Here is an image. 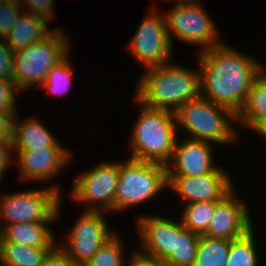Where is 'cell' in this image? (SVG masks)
Here are the masks:
<instances>
[{
  "label": "cell",
  "instance_id": "obj_20",
  "mask_svg": "<svg viewBox=\"0 0 266 266\" xmlns=\"http://www.w3.org/2000/svg\"><path fill=\"white\" fill-rule=\"evenodd\" d=\"M266 122V81L260 75L249 89L246 101L236 115V123L256 131Z\"/></svg>",
  "mask_w": 266,
  "mask_h": 266
},
{
  "label": "cell",
  "instance_id": "obj_39",
  "mask_svg": "<svg viewBox=\"0 0 266 266\" xmlns=\"http://www.w3.org/2000/svg\"><path fill=\"white\" fill-rule=\"evenodd\" d=\"M263 64H260V75L264 78L266 81V68L264 69L265 66H262Z\"/></svg>",
  "mask_w": 266,
  "mask_h": 266
},
{
  "label": "cell",
  "instance_id": "obj_33",
  "mask_svg": "<svg viewBox=\"0 0 266 266\" xmlns=\"http://www.w3.org/2000/svg\"><path fill=\"white\" fill-rule=\"evenodd\" d=\"M42 266H79L66 256L57 246L49 253Z\"/></svg>",
  "mask_w": 266,
  "mask_h": 266
},
{
  "label": "cell",
  "instance_id": "obj_2",
  "mask_svg": "<svg viewBox=\"0 0 266 266\" xmlns=\"http://www.w3.org/2000/svg\"><path fill=\"white\" fill-rule=\"evenodd\" d=\"M139 78L134 95L137 105L175 112L201 95L199 67L191 70L171 61L146 68Z\"/></svg>",
  "mask_w": 266,
  "mask_h": 266
},
{
  "label": "cell",
  "instance_id": "obj_5",
  "mask_svg": "<svg viewBox=\"0 0 266 266\" xmlns=\"http://www.w3.org/2000/svg\"><path fill=\"white\" fill-rule=\"evenodd\" d=\"M70 40L61 29L53 31L38 42L14 51V86L20 93L41 86L53 66L69 53ZM21 90V91H20Z\"/></svg>",
  "mask_w": 266,
  "mask_h": 266
},
{
  "label": "cell",
  "instance_id": "obj_29",
  "mask_svg": "<svg viewBox=\"0 0 266 266\" xmlns=\"http://www.w3.org/2000/svg\"><path fill=\"white\" fill-rule=\"evenodd\" d=\"M18 93L13 82L0 77V112L18 113L16 108Z\"/></svg>",
  "mask_w": 266,
  "mask_h": 266
},
{
  "label": "cell",
  "instance_id": "obj_13",
  "mask_svg": "<svg viewBox=\"0 0 266 266\" xmlns=\"http://www.w3.org/2000/svg\"><path fill=\"white\" fill-rule=\"evenodd\" d=\"M168 188L177 192L181 206L188 203L219 201L233 189L230 173L219 167L201 176H167Z\"/></svg>",
  "mask_w": 266,
  "mask_h": 266
},
{
  "label": "cell",
  "instance_id": "obj_27",
  "mask_svg": "<svg viewBox=\"0 0 266 266\" xmlns=\"http://www.w3.org/2000/svg\"><path fill=\"white\" fill-rule=\"evenodd\" d=\"M70 55L68 54L57 65L53 66L48 72L46 81L41 85L42 89L48 91L51 95H64L70 90L72 85L73 68Z\"/></svg>",
  "mask_w": 266,
  "mask_h": 266
},
{
  "label": "cell",
  "instance_id": "obj_30",
  "mask_svg": "<svg viewBox=\"0 0 266 266\" xmlns=\"http://www.w3.org/2000/svg\"><path fill=\"white\" fill-rule=\"evenodd\" d=\"M21 8L19 5L0 2V38L11 31L16 20L23 12Z\"/></svg>",
  "mask_w": 266,
  "mask_h": 266
},
{
  "label": "cell",
  "instance_id": "obj_32",
  "mask_svg": "<svg viewBox=\"0 0 266 266\" xmlns=\"http://www.w3.org/2000/svg\"><path fill=\"white\" fill-rule=\"evenodd\" d=\"M12 152V139L0 138V183L3 179V173L9 168V165L12 164V159L14 157Z\"/></svg>",
  "mask_w": 266,
  "mask_h": 266
},
{
  "label": "cell",
  "instance_id": "obj_31",
  "mask_svg": "<svg viewBox=\"0 0 266 266\" xmlns=\"http://www.w3.org/2000/svg\"><path fill=\"white\" fill-rule=\"evenodd\" d=\"M0 77L14 83V51L0 38Z\"/></svg>",
  "mask_w": 266,
  "mask_h": 266
},
{
  "label": "cell",
  "instance_id": "obj_3",
  "mask_svg": "<svg viewBox=\"0 0 266 266\" xmlns=\"http://www.w3.org/2000/svg\"><path fill=\"white\" fill-rule=\"evenodd\" d=\"M141 106L129 140V158L166 165L177 138L175 113Z\"/></svg>",
  "mask_w": 266,
  "mask_h": 266
},
{
  "label": "cell",
  "instance_id": "obj_28",
  "mask_svg": "<svg viewBox=\"0 0 266 266\" xmlns=\"http://www.w3.org/2000/svg\"><path fill=\"white\" fill-rule=\"evenodd\" d=\"M54 5V0H21L20 6L22 7L24 12L45 18L50 22L55 19Z\"/></svg>",
  "mask_w": 266,
  "mask_h": 266
},
{
  "label": "cell",
  "instance_id": "obj_11",
  "mask_svg": "<svg viewBox=\"0 0 266 266\" xmlns=\"http://www.w3.org/2000/svg\"><path fill=\"white\" fill-rule=\"evenodd\" d=\"M103 214V211H82L75 225L67 232L65 243L57 244V247L79 266L87 263L114 234Z\"/></svg>",
  "mask_w": 266,
  "mask_h": 266
},
{
  "label": "cell",
  "instance_id": "obj_15",
  "mask_svg": "<svg viewBox=\"0 0 266 266\" xmlns=\"http://www.w3.org/2000/svg\"><path fill=\"white\" fill-rule=\"evenodd\" d=\"M213 143L204 140L176 138L174 151L166 164L167 176L196 177L214 173L219 167L215 165Z\"/></svg>",
  "mask_w": 266,
  "mask_h": 266
},
{
  "label": "cell",
  "instance_id": "obj_36",
  "mask_svg": "<svg viewBox=\"0 0 266 266\" xmlns=\"http://www.w3.org/2000/svg\"><path fill=\"white\" fill-rule=\"evenodd\" d=\"M257 133H259V135H261V137H265V141H266V122L263 123L257 130Z\"/></svg>",
  "mask_w": 266,
  "mask_h": 266
},
{
  "label": "cell",
  "instance_id": "obj_1",
  "mask_svg": "<svg viewBox=\"0 0 266 266\" xmlns=\"http://www.w3.org/2000/svg\"><path fill=\"white\" fill-rule=\"evenodd\" d=\"M197 55L201 96L237 115L260 76V61L225 42Z\"/></svg>",
  "mask_w": 266,
  "mask_h": 266
},
{
  "label": "cell",
  "instance_id": "obj_4",
  "mask_svg": "<svg viewBox=\"0 0 266 266\" xmlns=\"http://www.w3.org/2000/svg\"><path fill=\"white\" fill-rule=\"evenodd\" d=\"M174 113L177 129H184L186 138L204 140L214 145L217 143L219 146L230 145L240 139L234 126L236 114L201 95L186 102Z\"/></svg>",
  "mask_w": 266,
  "mask_h": 266
},
{
  "label": "cell",
  "instance_id": "obj_24",
  "mask_svg": "<svg viewBox=\"0 0 266 266\" xmlns=\"http://www.w3.org/2000/svg\"><path fill=\"white\" fill-rule=\"evenodd\" d=\"M230 241L201 235L194 266H226Z\"/></svg>",
  "mask_w": 266,
  "mask_h": 266
},
{
  "label": "cell",
  "instance_id": "obj_18",
  "mask_svg": "<svg viewBox=\"0 0 266 266\" xmlns=\"http://www.w3.org/2000/svg\"><path fill=\"white\" fill-rule=\"evenodd\" d=\"M53 222H28L4 225L0 229V241L15 242L29 247L55 248L57 239L50 224Z\"/></svg>",
  "mask_w": 266,
  "mask_h": 266
},
{
  "label": "cell",
  "instance_id": "obj_21",
  "mask_svg": "<svg viewBox=\"0 0 266 266\" xmlns=\"http://www.w3.org/2000/svg\"><path fill=\"white\" fill-rule=\"evenodd\" d=\"M53 249L0 241V266H42Z\"/></svg>",
  "mask_w": 266,
  "mask_h": 266
},
{
  "label": "cell",
  "instance_id": "obj_26",
  "mask_svg": "<svg viewBox=\"0 0 266 266\" xmlns=\"http://www.w3.org/2000/svg\"><path fill=\"white\" fill-rule=\"evenodd\" d=\"M120 238L115 231L83 266H125V246Z\"/></svg>",
  "mask_w": 266,
  "mask_h": 266
},
{
  "label": "cell",
  "instance_id": "obj_38",
  "mask_svg": "<svg viewBox=\"0 0 266 266\" xmlns=\"http://www.w3.org/2000/svg\"><path fill=\"white\" fill-rule=\"evenodd\" d=\"M0 2H7V3H10V4H14V5H21V0H0Z\"/></svg>",
  "mask_w": 266,
  "mask_h": 266
},
{
  "label": "cell",
  "instance_id": "obj_35",
  "mask_svg": "<svg viewBox=\"0 0 266 266\" xmlns=\"http://www.w3.org/2000/svg\"><path fill=\"white\" fill-rule=\"evenodd\" d=\"M16 114L0 112V138L12 139L13 118Z\"/></svg>",
  "mask_w": 266,
  "mask_h": 266
},
{
  "label": "cell",
  "instance_id": "obj_17",
  "mask_svg": "<svg viewBox=\"0 0 266 266\" xmlns=\"http://www.w3.org/2000/svg\"><path fill=\"white\" fill-rule=\"evenodd\" d=\"M17 116L16 114L13 118L12 150L65 147L38 117L30 116L19 121Z\"/></svg>",
  "mask_w": 266,
  "mask_h": 266
},
{
  "label": "cell",
  "instance_id": "obj_12",
  "mask_svg": "<svg viewBox=\"0 0 266 266\" xmlns=\"http://www.w3.org/2000/svg\"><path fill=\"white\" fill-rule=\"evenodd\" d=\"M67 147H43L32 150H12L20 171V180L49 182L66 168L72 159ZM17 160V161H16Z\"/></svg>",
  "mask_w": 266,
  "mask_h": 266
},
{
  "label": "cell",
  "instance_id": "obj_16",
  "mask_svg": "<svg viewBox=\"0 0 266 266\" xmlns=\"http://www.w3.org/2000/svg\"><path fill=\"white\" fill-rule=\"evenodd\" d=\"M140 252L163 262L175 251L178 236V221L165 218L163 215H140L137 218Z\"/></svg>",
  "mask_w": 266,
  "mask_h": 266
},
{
  "label": "cell",
  "instance_id": "obj_19",
  "mask_svg": "<svg viewBox=\"0 0 266 266\" xmlns=\"http://www.w3.org/2000/svg\"><path fill=\"white\" fill-rule=\"evenodd\" d=\"M49 24L45 18L23 11L3 38L13 51L20 50L49 35L53 31Z\"/></svg>",
  "mask_w": 266,
  "mask_h": 266
},
{
  "label": "cell",
  "instance_id": "obj_10",
  "mask_svg": "<svg viewBox=\"0 0 266 266\" xmlns=\"http://www.w3.org/2000/svg\"><path fill=\"white\" fill-rule=\"evenodd\" d=\"M139 24L128 44L132 57L144 69L171 62L173 47L168 38L166 21L156 7H152Z\"/></svg>",
  "mask_w": 266,
  "mask_h": 266
},
{
  "label": "cell",
  "instance_id": "obj_23",
  "mask_svg": "<svg viewBox=\"0 0 266 266\" xmlns=\"http://www.w3.org/2000/svg\"><path fill=\"white\" fill-rule=\"evenodd\" d=\"M218 201L188 203L181 206L180 217L184 228L203 235L209 227Z\"/></svg>",
  "mask_w": 266,
  "mask_h": 266
},
{
  "label": "cell",
  "instance_id": "obj_8",
  "mask_svg": "<svg viewBox=\"0 0 266 266\" xmlns=\"http://www.w3.org/2000/svg\"><path fill=\"white\" fill-rule=\"evenodd\" d=\"M172 6L171 10L164 13L167 34L172 47V37L185 44L201 46L198 52L224 43L219 40L218 28L200 1Z\"/></svg>",
  "mask_w": 266,
  "mask_h": 266
},
{
  "label": "cell",
  "instance_id": "obj_25",
  "mask_svg": "<svg viewBox=\"0 0 266 266\" xmlns=\"http://www.w3.org/2000/svg\"><path fill=\"white\" fill-rule=\"evenodd\" d=\"M254 229L239 239L230 241L226 266H259L260 260L254 237Z\"/></svg>",
  "mask_w": 266,
  "mask_h": 266
},
{
  "label": "cell",
  "instance_id": "obj_9",
  "mask_svg": "<svg viewBox=\"0 0 266 266\" xmlns=\"http://www.w3.org/2000/svg\"><path fill=\"white\" fill-rule=\"evenodd\" d=\"M94 167L73 178L69 198L87 205L84 211H110L113 214L119 161H103Z\"/></svg>",
  "mask_w": 266,
  "mask_h": 266
},
{
  "label": "cell",
  "instance_id": "obj_7",
  "mask_svg": "<svg viewBox=\"0 0 266 266\" xmlns=\"http://www.w3.org/2000/svg\"><path fill=\"white\" fill-rule=\"evenodd\" d=\"M0 195V229L7 224L56 222L61 215L59 185ZM5 221V222H4Z\"/></svg>",
  "mask_w": 266,
  "mask_h": 266
},
{
  "label": "cell",
  "instance_id": "obj_6",
  "mask_svg": "<svg viewBox=\"0 0 266 266\" xmlns=\"http://www.w3.org/2000/svg\"><path fill=\"white\" fill-rule=\"evenodd\" d=\"M168 187L166 165L132 158L119 162V177L114 198V212L146 201Z\"/></svg>",
  "mask_w": 266,
  "mask_h": 266
},
{
  "label": "cell",
  "instance_id": "obj_37",
  "mask_svg": "<svg viewBox=\"0 0 266 266\" xmlns=\"http://www.w3.org/2000/svg\"><path fill=\"white\" fill-rule=\"evenodd\" d=\"M164 1H170V2H172V1H175L176 3L175 4H187V3H194V2H198V1H201V0H162V2H164Z\"/></svg>",
  "mask_w": 266,
  "mask_h": 266
},
{
  "label": "cell",
  "instance_id": "obj_34",
  "mask_svg": "<svg viewBox=\"0 0 266 266\" xmlns=\"http://www.w3.org/2000/svg\"><path fill=\"white\" fill-rule=\"evenodd\" d=\"M162 263L156 260L154 257L146 255L142 252L135 251L133 254H130L128 262L125 263V266H161Z\"/></svg>",
  "mask_w": 266,
  "mask_h": 266
},
{
  "label": "cell",
  "instance_id": "obj_22",
  "mask_svg": "<svg viewBox=\"0 0 266 266\" xmlns=\"http://www.w3.org/2000/svg\"><path fill=\"white\" fill-rule=\"evenodd\" d=\"M201 235L184 228L178 220V236H176L175 251L163 262L165 266H194Z\"/></svg>",
  "mask_w": 266,
  "mask_h": 266
},
{
  "label": "cell",
  "instance_id": "obj_14",
  "mask_svg": "<svg viewBox=\"0 0 266 266\" xmlns=\"http://www.w3.org/2000/svg\"><path fill=\"white\" fill-rule=\"evenodd\" d=\"M233 190L216 203L208 230L203 235L231 241L253 229L247 204Z\"/></svg>",
  "mask_w": 266,
  "mask_h": 266
}]
</instances>
